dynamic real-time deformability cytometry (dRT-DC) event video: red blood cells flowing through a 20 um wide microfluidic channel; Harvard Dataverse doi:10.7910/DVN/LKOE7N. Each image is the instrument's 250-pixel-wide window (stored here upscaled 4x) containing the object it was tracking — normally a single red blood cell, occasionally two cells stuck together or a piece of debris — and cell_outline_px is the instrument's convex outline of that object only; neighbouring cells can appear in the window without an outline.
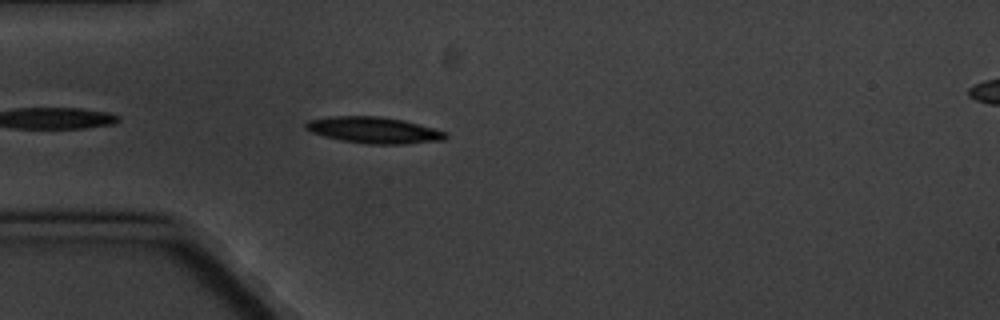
{"species": "common noctule bat (a hibernating species)", "species_latin": "Nyctalus noctula", "temperature_condition": "cold", "stored_images_in_passage": 4, "camera_frame_rate_fps": 3000, "um_per_image_px": 0.085, "animal": {"sex": "male", "body_mass_g": 20.1, "forearm_length_mm": 53.5}, "frame": {"image": 1, "passage_image": 4, "time_ms": 4.333, "image_size_px": [1000, 320], "cell_outline_px": [[448, 136], [444, 140], [400, 144], [368, 144], [344, 140], [324, 136], [312, 132], [304, 128], [304, 124], [308, 120], [328, 116], [376, 116], [404, 120], [448, 132]], "centroid_in_image_um": [31.78, 11.05], "position_along_channel_um": 53.2, "area_um2": 21.39}}